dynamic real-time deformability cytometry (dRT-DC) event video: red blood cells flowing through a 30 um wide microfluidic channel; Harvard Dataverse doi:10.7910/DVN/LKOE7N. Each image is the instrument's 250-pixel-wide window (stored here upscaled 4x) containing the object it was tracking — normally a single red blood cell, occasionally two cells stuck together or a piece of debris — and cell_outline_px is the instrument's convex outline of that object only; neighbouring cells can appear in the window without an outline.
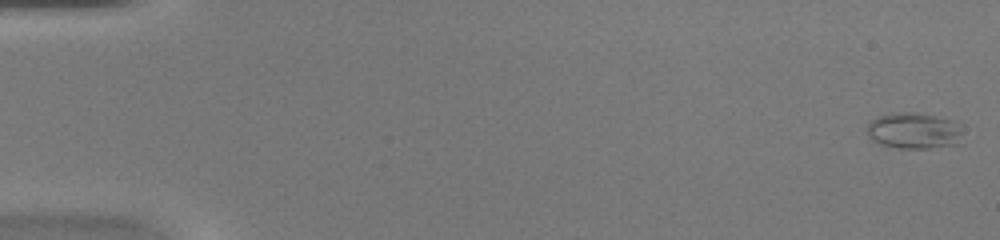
{"species": "common noctule bat (a hibernating species)", "species_latin": "Nyctalus noctula", "temperature_condition": "warm", "stored_images_in_passage": 49, "camera_frame_rate_fps": 3000, "um_per_image_px": 0.085, "animal": {"sex": "female", "body_mass_g": 20.0, "forearm_length_mm": 54.0}, "frame": {"image": 1, "passage_image": 1, "time_ms": 0.0, "image_size_px": [1000, 240], "cell_outline_px": [[960, 132], [956, 144], [928, 148], [900, 148], [880, 144], [872, 140], [868, 136], [864, 128], [872, 120], [880, 116], [896, 112], [916, 112], [936, 116], [952, 120]], "centroid_in_image_um": [77.57, 11.1], "position_along_channel_um": 7.4, "area_um2": 19.83}}
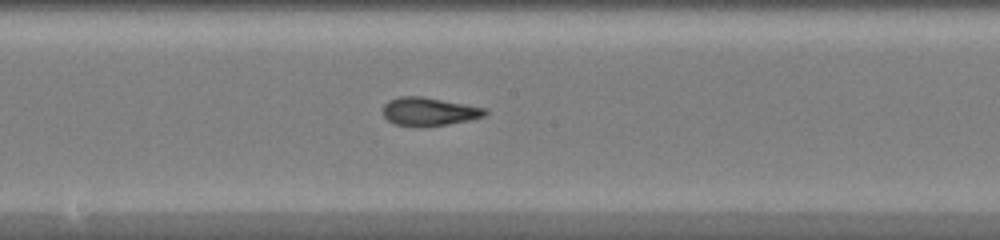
{"frame": {"image": 2, "passage_image": 27, "time_ms": 8.667, "image_size_px": [1000, 240], "cell_outline_px": [[488, 112], [484, 116], [468, 120], [448, 124], [420, 128], [396, 124], [388, 120], [384, 116], [384, 104], [388, 100], [400, 96], [420, 96], [488, 108]], "centroid_in_image_um": [36.47, 9.49], "position_along_channel_um": 211.7, "area_um2": 16.94}}
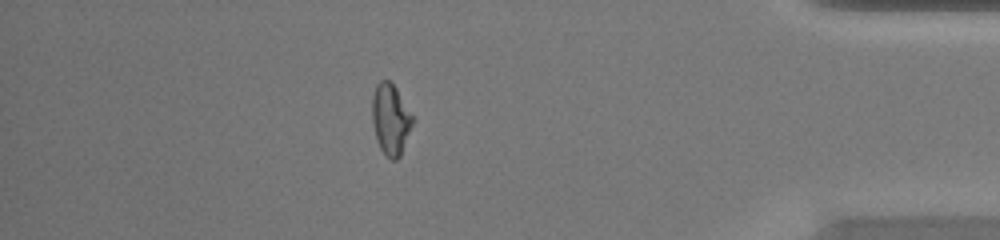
{"frame": {"image": 3, "passage_image": 43, "time_ms": 14.0, "image_size_px": [1000, 240], "cell_outline_px": [[416, 120], [400, 156], [396, 160], [392, 160], [384, 156], [376, 140], [372, 120], [372, 96], [376, 84], [380, 80], [388, 80], [396, 88], [416, 116]], "centroid_in_image_um": [33.24, 10.15], "position_along_channel_um": 402.0, "area_um2": 17.4}, "authors_computed_cell_mechanics": {"area_um2": 17.2244, "velocity_mm_per_s": 4.2795, "shape_relaxation_time_tau1_ms": 5.3763, "shape_relaxation_time_tau2_ms": 1.3731, "deformation_change_tau1": 0.1958, "deformation_change_tau2": 0.081}}